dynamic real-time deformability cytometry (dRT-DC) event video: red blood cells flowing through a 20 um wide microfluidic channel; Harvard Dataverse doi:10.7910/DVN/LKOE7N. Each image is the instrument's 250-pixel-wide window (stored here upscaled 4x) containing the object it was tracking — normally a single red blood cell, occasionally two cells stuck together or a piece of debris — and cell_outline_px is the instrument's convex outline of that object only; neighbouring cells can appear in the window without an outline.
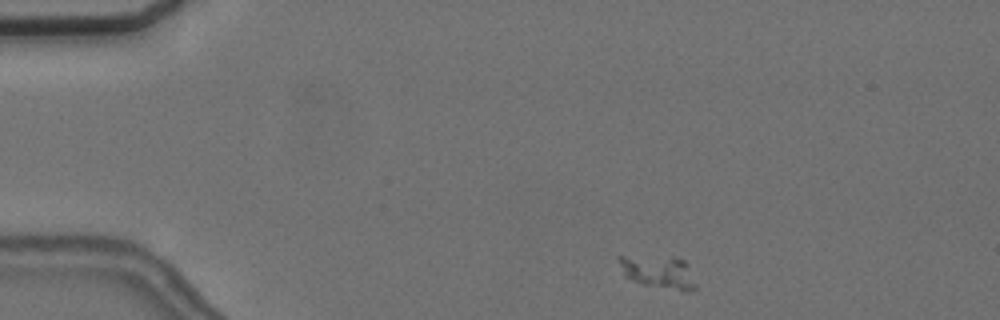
{"species": "common noctule bat (a hibernating species)", "species_latin": "Nyctalus noctula", "temperature_condition": "cold", "stored_images_in_passage": 49, "camera_frame_rate_fps": 3000, "um_per_image_px": 0.085, "animal": {"sex": "female", "body_mass_g": 24.6, "forearm_length_mm": 56.2}, "frame": {"image": 1, "passage_image": 1, "time_ms": 0.0, "image_size_px": [1000, 320], "cell_outline_px": [[696, 288], [692, 292], [680, 292], [644, 284], [632, 280], [624, 276], [616, 260], [616, 256], [676, 256], [684, 260], [696, 284]], "centroid_in_image_um": [55.96, 23.12], "position_along_channel_um": 29.0, "area_um2": 15.14}}
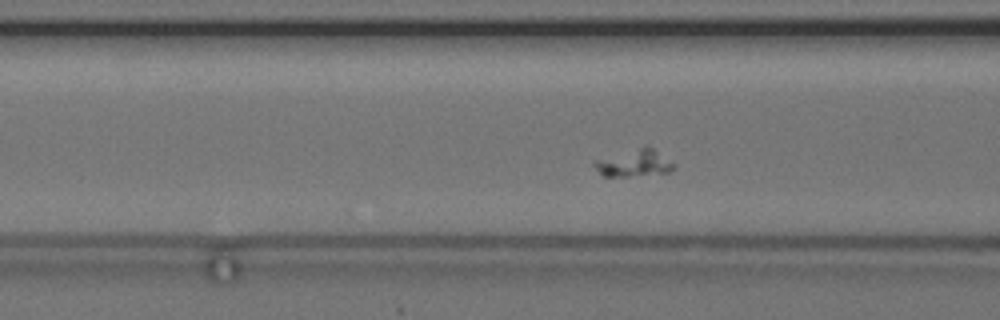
{"frame": {"image": 2, "passage_image": 14, "time_ms": 4.333, "image_size_px": [1000, 320], "cell_outline_px": [[676, 168], [668, 172], [628, 176], [604, 176], [592, 164], [592, 160], [644, 144], [652, 148], [676, 164]], "centroid_in_image_um": [53.88, 13.82], "position_along_channel_um": 112.7, "area_um2": 12.77}}
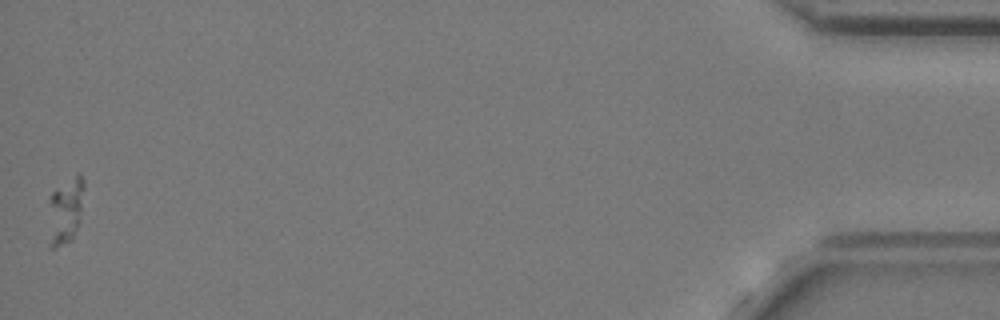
{"frame": {"image": 3, "passage_image": 49, "time_ms": 16.0, "image_size_px": [1000, 320], "cell_outline_px": [[84, 188], [80, 220], [72, 240], [56, 248], [48, 248], [48, 196], [52, 192], [80, 172], [84, 180]], "centroid_in_image_um": [5.52, 17.97], "position_along_channel_um": 429.7, "area_um2": 14.22}}